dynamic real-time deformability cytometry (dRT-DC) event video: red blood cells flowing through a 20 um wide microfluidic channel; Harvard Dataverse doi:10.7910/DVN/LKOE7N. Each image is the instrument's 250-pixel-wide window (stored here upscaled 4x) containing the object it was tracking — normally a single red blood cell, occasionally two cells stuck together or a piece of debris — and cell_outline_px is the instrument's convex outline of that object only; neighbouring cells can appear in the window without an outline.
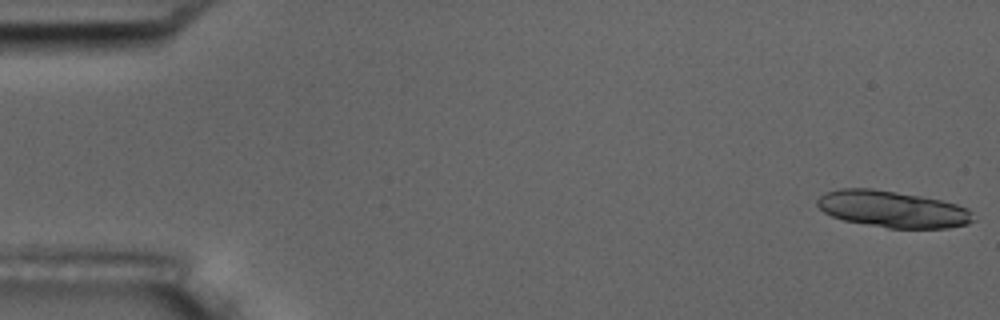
{"species": "common noctule bat (a hibernating species)", "species_latin": "Nyctalus noctula", "temperature_condition": "room temperature", "stored_images_in_passage": 9, "segment_of_instrument_passage": [1, 2], "camera_frame_rate_fps": 3000, "um_per_image_px": 0.085, "animal": {"sex": "male", "body_mass_g": 17.5, "forearm_length_mm": 52.3}, "frame": {"image": 1, "passage_image": 1, "time_ms": 0.0, "image_size_px": [1000, 320], "cell_outline_px": [[976, 220], [968, 224], [948, 228], [888, 228], [844, 220], [832, 216], [824, 212], [816, 204], [816, 200], [824, 192], [840, 188], [872, 188], [920, 196], [940, 200], [956, 204], [968, 208], [972, 212]], "centroid_in_image_um": [75.87, 17.78], "position_along_channel_um": 9.1, "area_um2": 33.35}}